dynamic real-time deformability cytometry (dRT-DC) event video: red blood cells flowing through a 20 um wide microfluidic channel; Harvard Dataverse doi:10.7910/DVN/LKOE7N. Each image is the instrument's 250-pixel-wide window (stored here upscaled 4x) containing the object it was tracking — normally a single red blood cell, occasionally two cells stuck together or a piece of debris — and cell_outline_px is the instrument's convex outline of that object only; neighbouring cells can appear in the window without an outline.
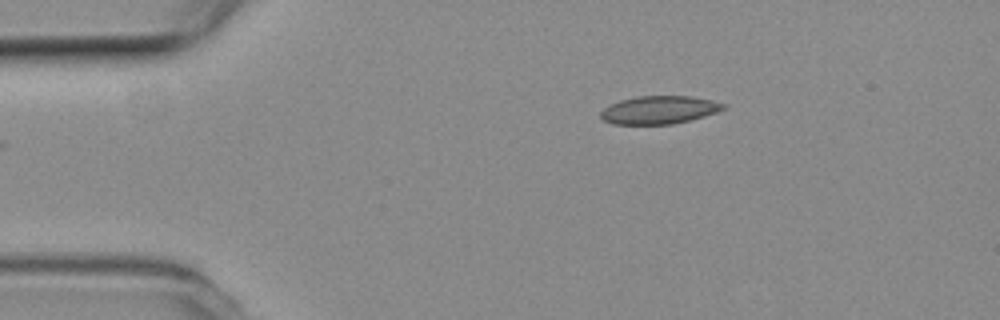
{"species": "common noctule bat (a hibernating species)", "species_latin": "Nyctalus noctula", "temperature_condition": "room temperature", "stored_images_in_passage": 39, "camera_frame_rate_fps": 3000, "um_per_image_px": 0.085, "animal": {"sex": "female", "body_mass_g": 19.3, "forearm_length_mm": 54.1}, "frame": {"image": 1, "passage_image": 1, "time_ms": 0.0, "image_size_px": [1000, 320], "cell_outline_px": [[728, 104], [724, 108], [716, 112], [704, 116], [672, 124], [612, 124], [604, 120], [600, 116], [600, 112], [604, 108], [620, 100], [636, 96], [692, 96], [712, 100]], "centroid_in_image_um": [56.03, 9.33], "position_along_channel_um": 29.0, "area_um2": 19.94}}
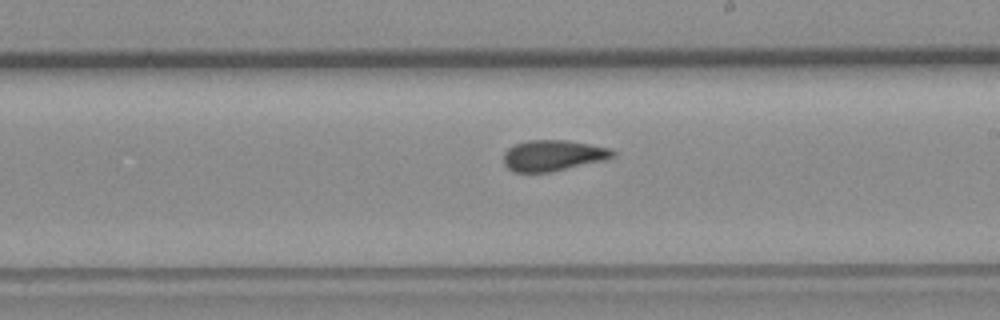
{"frame": {"image": 2, "passage_image": 22, "time_ms": 7.0, "image_size_px": [1000, 320], "cell_outline_px": [[616, 156], [604, 160], [552, 172], [512, 172], [504, 164], [504, 152], [508, 148], [516, 144], [528, 140], [568, 140], [612, 148], [616, 152]], "centroid_in_image_um": [47.03, 13.21], "position_along_channel_um": 242.0, "area_um2": 19.83}}
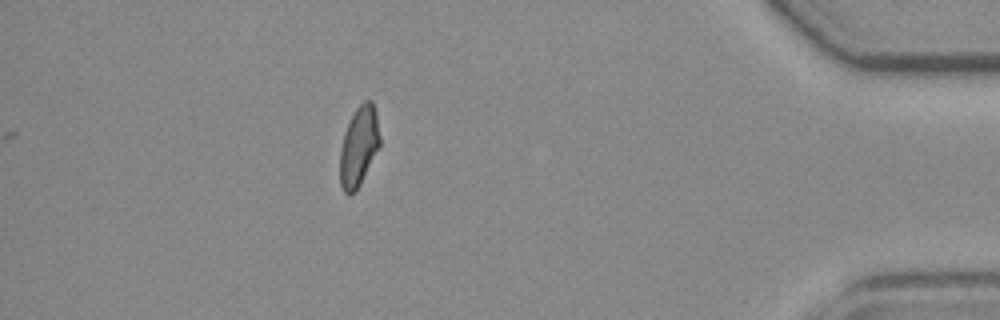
{"frame": {"image": 3, "passage_image": 39, "time_ms": 12.667, "image_size_px": [1000, 320], "cell_outline_px": [[380, 144], [356, 192], [348, 196], [344, 192], [340, 184], [340, 152], [344, 132], [356, 108], [364, 100], [372, 100], [376, 112], [380, 136]], "centroid_in_image_um": [30.49, 12.45], "position_along_channel_um": 404.7, "area_um2": 18.44}, "authors_computed_cell_mechanics": {"area_um2": 19.8254, "velocity_mm_per_s": 3.791, "shape_relaxation_time_tau1_ms": null, "shape_relaxation_time_tau2_ms": 1.8694, "deformation_change_tau1": null, "deformation_change_tau2": 0.0664}}